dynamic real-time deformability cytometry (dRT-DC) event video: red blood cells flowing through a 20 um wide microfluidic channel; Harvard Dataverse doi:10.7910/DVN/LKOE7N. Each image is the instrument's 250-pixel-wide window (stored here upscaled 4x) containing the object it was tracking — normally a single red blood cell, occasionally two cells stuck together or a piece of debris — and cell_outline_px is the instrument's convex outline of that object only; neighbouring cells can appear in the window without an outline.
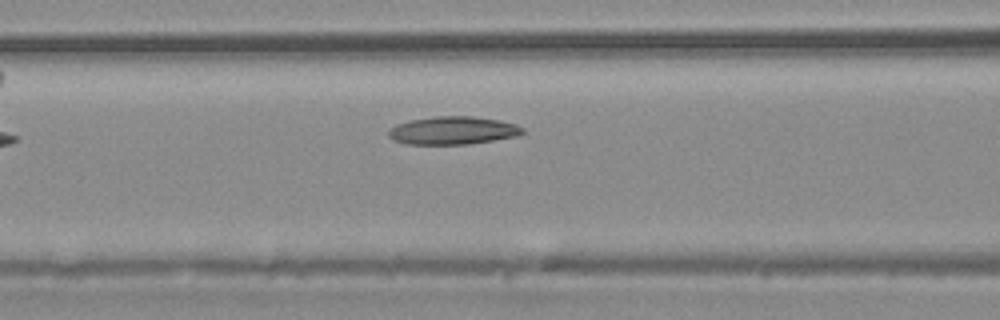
{"species": "common noctule bat (a hibernating species)", "species_latin": "Nyctalus noctula", "temperature_condition": "warm", "stored_images_in_passage": 7, "camera_frame_rate_fps": 3000, "um_per_image_px": 0.085, "animal": {"sex": "male", "body_mass_g": 20.4}, "frame": {"image": 1, "passage_image": 7, "time_ms": 7.333, "image_size_px": [1000, 320], "cell_outline_px": [[524, 132], [516, 136], [468, 144], [408, 144], [392, 140], [388, 136], [388, 128], [396, 124], [412, 120], [436, 116], [472, 116], [500, 120], [516, 124], [524, 128]], "centroid_in_image_um": [38.47, 11.09], "position_along_channel_um": 128.1, "area_um2": 21.85}}